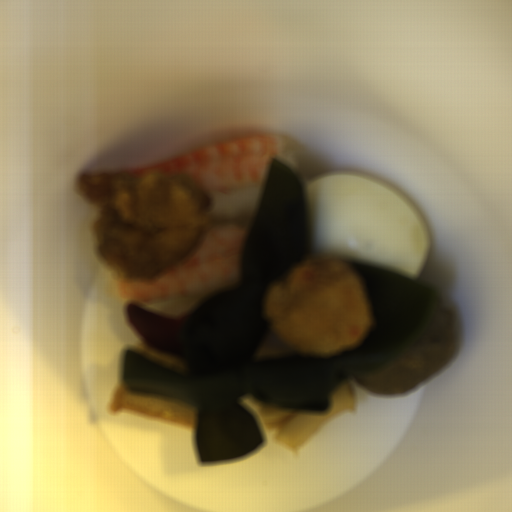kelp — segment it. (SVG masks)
Returning a JSON list of instances; mask_svg holds the SVG:
<instances>
[{
    "label": "kelp",
    "instance_id": "1",
    "mask_svg": "<svg viewBox=\"0 0 512 512\" xmlns=\"http://www.w3.org/2000/svg\"><path fill=\"white\" fill-rule=\"evenodd\" d=\"M307 261V193L276 156L266 170L237 264L238 276L189 308L180 337L186 371L126 348L121 383L195 408L199 460H232L256 451L262 434L242 398L301 412H326L345 382L374 373L413 346L437 305L431 288L362 261L346 262L366 297L371 321L356 347L329 357L256 361L271 323L264 314L271 284Z\"/></svg>",
    "mask_w": 512,
    "mask_h": 512
}]
</instances>
